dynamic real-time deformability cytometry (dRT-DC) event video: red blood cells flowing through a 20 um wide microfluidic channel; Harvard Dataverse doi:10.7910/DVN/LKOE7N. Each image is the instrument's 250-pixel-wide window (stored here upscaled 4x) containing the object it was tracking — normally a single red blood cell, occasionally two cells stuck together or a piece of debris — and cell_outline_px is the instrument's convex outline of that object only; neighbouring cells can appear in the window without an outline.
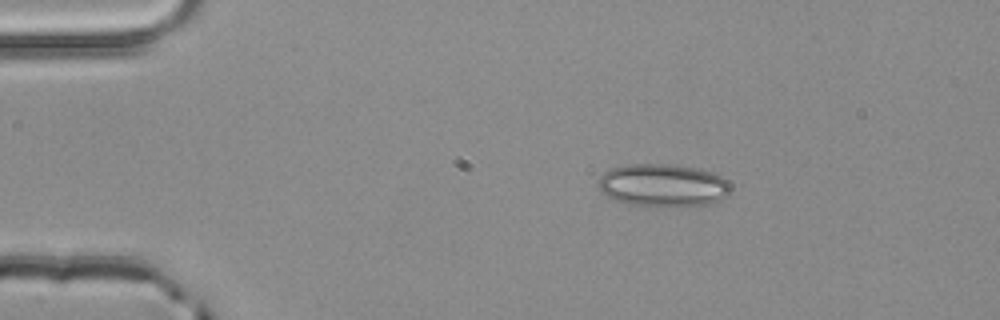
{"species": "common noctule bat (a hibernating species)", "species_latin": "Nyctalus noctula", "temperature_condition": "room temperature", "stored_images_in_passage": 1, "camera_frame_rate_fps": 3000, "um_per_image_px": 0.085, "animal": {"sex": "male", "body_mass_g": 20.4}, "frame": {"image": 1, "passage_image": 1, "time_ms": 0.0, "image_size_px": [1000, 320], "cell_outline_px": [[728, 192], [720, 200], [708, 204], [632, 204], [616, 200], [600, 192], [596, 184], [600, 176], [604, 172], [612, 168], [624, 164], [668, 164], [700, 168], [712, 172], [728, 180]], "centroid_in_image_um": [56.29, 15.69], "position_along_channel_um": 28.7, "area_um2": 32.25}}